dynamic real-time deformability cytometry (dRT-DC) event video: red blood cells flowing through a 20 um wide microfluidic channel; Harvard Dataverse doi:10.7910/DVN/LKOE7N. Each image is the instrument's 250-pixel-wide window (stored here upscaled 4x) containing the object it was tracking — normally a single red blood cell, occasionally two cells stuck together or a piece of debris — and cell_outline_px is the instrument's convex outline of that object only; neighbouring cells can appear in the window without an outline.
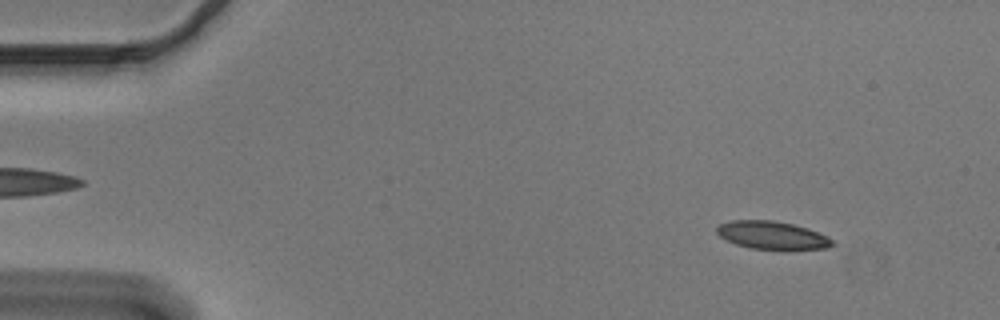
{"species": "Egyptian fruit bat (a non-hibernating species)", "species_latin": "Rousettus aegyptiacus", "temperature_condition": "cold", "stored_images_in_passage": 53, "camera_frame_rate_fps": 3000, "um_per_image_px": 0.085, "animal": {"sex": "male"}, "frame": {"image": 1, "passage_image": 5, "time_ms": 1.333, "image_size_px": [1000, 320], "cell_outline_px": [[836, 244], [828, 248], [788, 252], [780, 252], [752, 248], [736, 244], [720, 236], [716, 232], [716, 228], [720, 224], [732, 220], [772, 220], [792, 224], [808, 228], [828, 236]], "centroid_in_image_um": [65.72, 20.05], "position_along_channel_um": 19.3, "area_um2": 19.59}}
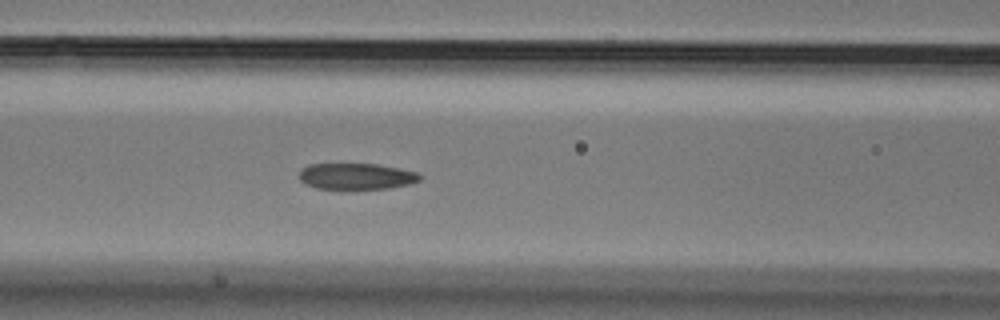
{"frame": {"image": 2, "passage_image": 22, "time_ms": 7.0, "image_size_px": [1000, 320], "cell_outline_px": [[424, 176], [420, 180], [408, 184], [388, 188], [344, 192], [316, 188], [304, 184], [300, 180], [300, 168], [308, 164], [376, 164], [416, 172]], "centroid_in_image_um": [30.23, 15.03], "position_along_channel_um": 136.4, "area_um2": 19.25}}
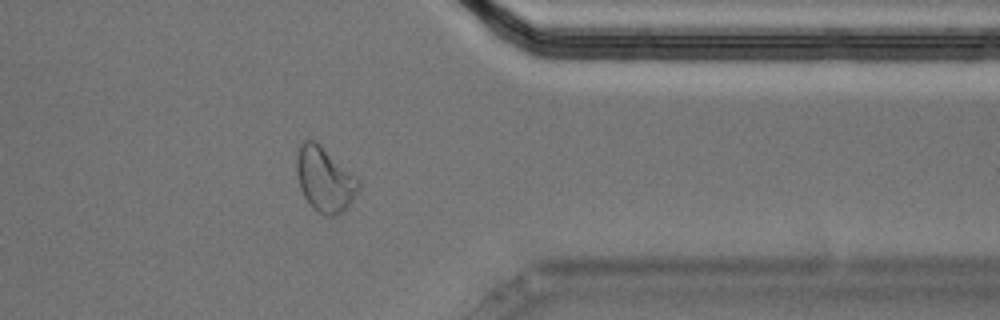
{"frame": {"image": 3, "passage_image": 43, "time_ms": 14.0, "image_size_px": [1000, 320], "cell_outline_px": [[360, 184], [344, 212], [336, 216], [328, 216], [312, 208], [304, 196], [300, 188], [296, 176], [296, 156], [300, 144], [304, 140], [316, 140], [356, 176], [360, 180]], "centroid_in_image_um": [27.57, 15.23], "position_along_channel_um": 383.8, "area_um2": 23.35}, "authors_computed_cell_mechanics": {"area_um2": 19.9988, "velocity_mm_per_s": 3.6789, "shape_relaxation_time_tau1_ms": null, "shape_relaxation_time_tau2_ms": 2.2428, "deformation_change_tau1": null, "deformation_change_tau2": 0.0873}}